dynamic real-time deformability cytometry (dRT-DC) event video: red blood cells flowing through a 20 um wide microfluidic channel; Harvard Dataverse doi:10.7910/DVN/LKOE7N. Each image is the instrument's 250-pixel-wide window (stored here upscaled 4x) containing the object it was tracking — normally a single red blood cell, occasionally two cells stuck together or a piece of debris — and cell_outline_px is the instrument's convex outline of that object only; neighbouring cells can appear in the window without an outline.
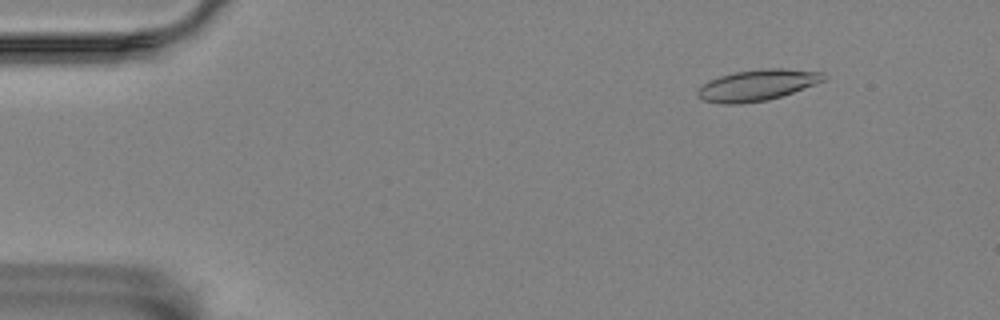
{"species": "Egyptian fruit bat (a non-hibernating species)", "species_latin": "Rousettus aegyptiacus", "temperature_condition": "room temperature", "stored_images_in_passage": 6, "camera_frame_rate_fps": 3000, "um_per_image_px": 0.085, "animal": {"sex": "female"}, "frame": {"image": 1, "passage_image": 2, "time_ms": 1.0, "image_size_px": [1000, 320], "cell_outline_px": [[828, 76], [824, 80], [816, 84], [768, 100], [740, 104], [720, 104], [704, 100], [696, 96], [696, 92], [708, 80], [720, 76], [736, 72], [760, 68], [784, 68], [824, 72]], "centroid_in_image_um": [64.38, 7.23], "position_along_channel_um": 20.6, "area_um2": 22.95}}
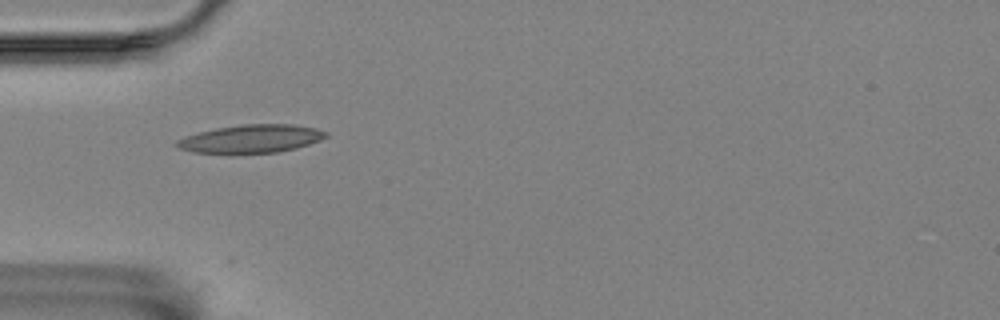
{"frame": {"image": 2, "passage_image": 5, "time_ms": 4.667, "image_size_px": [1000, 320], "cell_outline_px": [[328, 136], [320, 140], [296, 148], [280, 152], [192, 152], [180, 148], [172, 144], [176, 140], [184, 136], [216, 128], [240, 124], [292, 124], [316, 128], [328, 132]], "centroid_in_image_um": [21.35, 11.77], "position_along_channel_um": 63.6, "area_um2": 24.22}}